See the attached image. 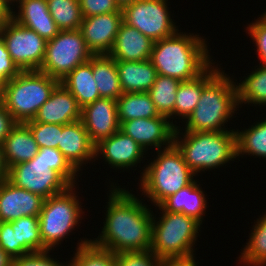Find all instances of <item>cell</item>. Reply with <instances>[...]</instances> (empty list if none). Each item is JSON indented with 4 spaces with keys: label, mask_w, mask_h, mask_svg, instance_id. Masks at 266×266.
<instances>
[{
    "label": "cell",
    "mask_w": 266,
    "mask_h": 266,
    "mask_svg": "<svg viewBox=\"0 0 266 266\" xmlns=\"http://www.w3.org/2000/svg\"><path fill=\"white\" fill-rule=\"evenodd\" d=\"M107 184L111 185L107 186L109 190L106 193L108 201L105 206V220L101 232L91 242L114 254L150 250L153 217V210L149 208L151 205L143 202L145 200L140 199L141 196H135L133 190L122 188L118 181Z\"/></svg>",
    "instance_id": "obj_1"
},
{
    "label": "cell",
    "mask_w": 266,
    "mask_h": 266,
    "mask_svg": "<svg viewBox=\"0 0 266 266\" xmlns=\"http://www.w3.org/2000/svg\"><path fill=\"white\" fill-rule=\"evenodd\" d=\"M215 63L213 62L203 72V90L197 106L185 119L184 128L179 124L175 131L235 130L232 127L228 128L227 122L232 124L230 120L236 118L235 113L239 114L236 112L239 111L237 79L229 76L221 66L218 67L219 64Z\"/></svg>",
    "instance_id": "obj_2"
},
{
    "label": "cell",
    "mask_w": 266,
    "mask_h": 266,
    "mask_svg": "<svg viewBox=\"0 0 266 266\" xmlns=\"http://www.w3.org/2000/svg\"><path fill=\"white\" fill-rule=\"evenodd\" d=\"M181 32L155 41L150 61L157 74L179 81H189L201 75L212 63L207 38L199 33Z\"/></svg>",
    "instance_id": "obj_3"
},
{
    "label": "cell",
    "mask_w": 266,
    "mask_h": 266,
    "mask_svg": "<svg viewBox=\"0 0 266 266\" xmlns=\"http://www.w3.org/2000/svg\"><path fill=\"white\" fill-rule=\"evenodd\" d=\"M173 144L197 176L237 160L236 131H175Z\"/></svg>",
    "instance_id": "obj_4"
},
{
    "label": "cell",
    "mask_w": 266,
    "mask_h": 266,
    "mask_svg": "<svg viewBox=\"0 0 266 266\" xmlns=\"http://www.w3.org/2000/svg\"><path fill=\"white\" fill-rule=\"evenodd\" d=\"M158 153V154H157ZM140 173L139 191L147 202L158 206L168 196L190 185L197 176L184 161L183 155L173 144L156 151Z\"/></svg>",
    "instance_id": "obj_5"
},
{
    "label": "cell",
    "mask_w": 266,
    "mask_h": 266,
    "mask_svg": "<svg viewBox=\"0 0 266 266\" xmlns=\"http://www.w3.org/2000/svg\"><path fill=\"white\" fill-rule=\"evenodd\" d=\"M155 207L160 217L153 212L150 250L162 260L195 256L197 248L194 247L202 224L183 213L167 212L159 205Z\"/></svg>",
    "instance_id": "obj_6"
},
{
    "label": "cell",
    "mask_w": 266,
    "mask_h": 266,
    "mask_svg": "<svg viewBox=\"0 0 266 266\" xmlns=\"http://www.w3.org/2000/svg\"><path fill=\"white\" fill-rule=\"evenodd\" d=\"M77 186L71 185L64 192L50 196L43 202L39 230L43 245L48 250H55L63 240L69 239L70 233L80 227L82 219H85L79 192H76Z\"/></svg>",
    "instance_id": "obj_7"
},
{
    "label": "cell",
    "mask_w": 266,
    "mask_h": 266,
    "mask_svg": "<svg viewBox=\"0 0 266 266\" xmlns=\"http://www.w3.org/2000/svg\"><path fill=\"white\" fill-rule=\"evenodd\" d=\"M60 83L39 70L21 71L5 83L3 105L18 123L31 121Z\"/></svg>",
    "instance_id": "obj_8"
},
{
    "label": "cell",
    "mask_w": 266,
    "mask_h": 266,
    "mask_svg": "<svg viewBox=\"0 0 266 266\" xmlns=\"http://www.w3.org/2000/svg\"><path fill=\"white\" fill-rule=\"evenodd\" d=\"M92 56L79 29L60 31L47 41L39 71L60 81L77 66L88 62Z\"/></svg>",
    "instance_id": "obj_9"
},
{
    "label": "cell",
    "mask_w": 266,
    "mask_h": 266,
    "mask_svg": "<svg viewBox=\"0 0 266 266\" xmlns=\"http://www.w3.org/2000/svg\"><path fill=\"white\" fill-rule=\"evenodd\" d=\"M168 3V0H135L122 9L123 22L153 42L169 37L179 27L172 16L174 14L169 11Z\"/></svg>",
    "instance_id": "obj_10"
},
{
    "label": "cell",
    "mask_w": 266,
    "mask_h": 266,
    "mask_svg": "<svg viewBox=\"0 0 266 266\" xmlns=\"http://www.w3.org/2000/svg\"><path fill=\"white\" fill-rule=\"evenodd\" d=\"M7 180L44 199L62 193L71 186L58 172L51 170L43 161V152H38L28 162L9 167Z\"/></svg>",
    "instance_id": "obj_11"
},
{
    "label": "cell",
    "mask_w": 266,
    "mask_h": 266,
    "mask_svg": "<svg viewBox=\"0 0 266 266\" xmlns=\"http://www.w3.org/2000/svg\"><path fill=\"white\" fill-rule=\"evenodd\" d=\"M0 36L11 59L21 71L40 69L47 44L45 39L13 19L0 29Z\"/></svg>",
    "instance_id": "obj_12"
},
{
    "label": "cell",
    "mask_w": 266,
    "mask_h": 266,
    "mask_svg": "<svg viewBox=\"0 0 266 266\" xmlns=\"http://www.w3.org/2000/svg\"><path fill=\"white\" fill-rule=\"evenodd\" d=\"M146 155L145 150L137 142L120 130L95 145V161L103 157L105 164L115 171L122 170L120 173L130 169L137 170V166L140 167L141 163L146 162Z\"/></svg>",
    "instance_id": "obj_13"
},
{
    "label": "cell",
    "mask_w": 266,
    "mask_h": 266,
    "mask_svg": "<svg viewBox=\"0 0 266 266\" xmlns=\"http://www.w3.org/2000/svg\"><path fill=\"white\" fill-rule=\"evenodd\" d=\"M176 126L168 117L139 118L120 123V131L130 136L147 154L173 145Z\"/></svg>",
    "instance_id": "obj_14"
},
{
    "label": "cell",
    "mask_w": 266,
    "mask_h": 266,
    "mask_svg": "<svg viewBox=\"0 0 266 266\" xmlns=\"http://www.w3.org/2000/svg\"><path fill=\"white\" fill-rule=\"evenodd\" d=\"M81 121L94 145L120 130L117 100L101 97L85 105Z\"/></svg>",
    "instance_id": "obj_15"
},
{
    "label": "cell",
    "mask_w": 266,
    "mask_h": 266,
    "mask_svg": "<svg viewBox=\"0 0 266 266\" xmlns=\"http://www.w3.org/2000/svg\"><path fill=\"white\" fill-rule=\"evenodd\" d=\"M123 23L122 12L83 18L79 30L93 55L109 54Z\"/></svg>",
    "instance_id": "obj_16"
},
{
    "label": "cell",
    "mask_w": 266,
    "mask_h": 266,
    "mask_svg": "<svg viewBox=\"0 0 266 266\" xmlns=\"http://www.w3.org/2000/svg\"><path fill=\"white\" fill-rule=\"evenodd\" d=\"M57 149L77 172L86 170V163L95 165V145L81 120L62 125Z\"/></svg>",
    "instance_id": "obj_17"
},
{
    "label": "cell",
    "mask_w": 266,
    "mask_h": 266,
    "mask_svg": "<svg viewBox=\"0 0 266 266\" xmlns=\"http://www.w3.org/2000/svg\"><path fill=\"white\" fill-rule=\"evenodd\" d=\"M44 198L7 179L0 182V222H10L24 216H39Z\"/></svg>",
    "instance_id": "obj_18"
},
{
    "label": "cell",
    "mask_w": 266,
    "mask_h": 266,
    "mask_svg": "<svg viewBox=\"0 0 266 266\" xmlns=\"http://www.w3.org/2000/svg\"><path fill=\"white\" fill-rule=\"evenodd\" d=\"M13 6L12 19L46 41L61 31L48 10L47 0H13Z\"/></svg>",
    "instance_id": "obj_19"
},
{
    "label": "cell",
    "mask_w": 266,
    "mask_h": 266,
    "mask_svg": "<svg viewBox=\"0 0 266 266\" xmlns=\"http://www.w3.org/2000/svg\"><path fill=\"white\" fill-rule=\"evenodd\" d=\"M81 110L76 98L59 83L51 92L49 99L39 108L35 118L28 122L69 124L81 120Z\"/></svg>",
    "instance_id": "obj_20"
},
{
    "label": "cell",
    "mask_w": 266,
    "mask_h": 266,
    "mask_svg": "<svg viewBox=\"0 0 266 266\" xmlns=\"http://www.w3.org/2000/svg\"><path fill=\"white\" fill-rule=\"evenodd\" d=\"M153 44L150 38L123 22L108 55L116 61H145L150 59Z\"/></svg>",
    "instance_id": "obj_21"
},
{
    "label": "cell",
    "mask_w": 266,
    "mask_h": 266,
    "mask_svg": "<svg viewBox=\"0 0 266 266\" xmlns=\"http://www.w3.org/2000/svg\"><path fill=\"white\" fill-rule=\"evenodd\" d=\"M199 181L195 178L190 185L168 196L159 206L167 212L183 213L193 217L203 225L209 202Z\"/></svg>",
    "instance_id": "obj_22"
},
{
    "label": "cell",
    "mask_w": 266,
    "mask_h": 266,
    "mask_svg": "<svg viewBox=\"0 0 266 266\" xmlns=\"http://www.w3.org/2000/svg\"><path fill=\"white\" fill-rule=\"evenodd\" d=\"M6 166L32 160L39 152V146L25 123H18L1 143Z\"/></svg>",
    "instance_id": "obj_23"
},
{
    "label": "cell",
    "mask_w": 266,
    "mask_h": 266,
    "mask_svg": "<svg viewBox=\"0 0 266 266\" xmlns=\"http://www.w3.org/2000/svg\"><path fill=\"white\" fill-rule=\"evenodd\" d=\"M122 92H148L157 71L150 59L145 61H116Z\"/></svg>",
    "instance_id": "obj_24"
},
{
    "label": "cell",
    "mask_w": 266,
    "mask_h": 266,
    "mask_svg": "<svg viewBox=\"0 0 266 266\" xmlns=\"http://www.w3.org/2000/svg\"><path fill=\"white\" fill-rule=\"evenodd\" d=\"M100 97L117 100L122 94L116 60L108 54L93 55L89 61Z\"/></svg>",
    "instance_id": "obj_25"
},
{
    "label": "cell",
    "mask_w": 266,
    "mask_h": 266,
    "mask_svg": "<svg viewBox=\"0 0 266 266\" xmlns=\"http://www.w3.org/2000/svg\"><path fill=\"white\" fill-rule=\"evenodd\" d=\"M60 83L76 98L81 108L101 98L89 62L77 66Z\"/></svg>",
    "instance_id": "obj_26"
},
{
    "label": "cell",
    "mask_w": 266,
    "mask_h": 266,
    "mask_svg": "<svg viewBox=\"0 0 266 266\" xmlns=\"http://www.w3.org/2000/svg\"><path fill=\"white\" fill-rule=\"evenodd\" d=\"M255 122L241 131L235 129L238 160L247 155L266 160V115Z\"/></svg>",
    "instance_id": "obj_27"
},
{
    "label": "cell",
    "mask_w": 266,
    "mask_h": 266,
    "mask_svg": "<svg viewBox=\"0 0 266 266\" xmlns=\"http://www.w3.org/2000/svg\"><path fill=\"white\" fill-rule=\"evenodd\" d=\"M252 69L244 80L236 82L240 109L243 104L266 107V65H255Z\"/></svg>",
    "instance_id": "obj_28"
},
{
    "label": "cell",
    "mask_w": 266,
    "mask_h": 266,
    "mask_svg": "<svg viewBox=\"0 0 266 266\" xmlns=\"http://www.w3.org/2000/svg\"><path fill=\"white\" fill-rule=\"evenodd\" d=\"M253 224L249 239L236 261L242 266H266V212Z\"/></svg>",
    "instance_id": "obj_29"
},
{
    "label": "cell",
    "mask_w": 266,
    "mask_h": 266,
    "mask_svg": "<svg viewBox=\"0 0 266 266\" xmlns=\"http://www.w3.org/2000/svg\"><path fill=\"white\" fill-rule=\"evenodd\" d=\"M119 122L160 116L148 92H125L117 99Z\"/></svg>",
    "instance_id": "obj_30"
},
{
    "label": "cell",
    "mask_w": 266,
    "mask_h": 266,
    "mask_svg": "<svg viewBox=\"0 0 266 266\" xmlns=\"http://www.w3.org/2000/svg\"><path fill=\"white\" fill-rule=\"evenodd\" d=\"M180 83L181 81L175 78L157 74L154 84L148 91L159 115L168 117L176 127L178 123L176 120L173 122V111Z\"/></svg>",
    "instance_id": "obj_31"
},
{
    "label": "cell",
    "mask_w": 266,
    "mask_h": 266,
    "mask_svg": "<svg viewBox=\"0 0 266 266\" xmlns=\"http://www.w3.org/2000/svg\"><path fill=\"white\" fill-rule=\"evenodd\" d=\"M69 266H115V254L107 249L97 247L91 238H80Z\"/></svg>",
    "instance_id": "obj_32"
},
{
    "label": "cell",
    "mask_w": 266,
    "mask_h": 266,
    "mask_svg": "<svg viewBox=\"0 0 266 266\" xmlns=\"http://www.w3.org/2000/svg\"><path fill=\"white\" fill-rule=\"evenodd\" d=\"M203 90V73L195 79L182 81L176 92V100L173 111V120L184 122L193 112L200 100Z\"/></svg>",
    "instance_id": "obj_33"
},
{
    "label": "cell",
    "mask_w": 266,
    "mask_h": 266,
    "mask_svg": "<svg viewBox=\"0 0 266 266\" xmlns=\"http://www.w3.org/2000/svg\"><path fill=\"white\" fill-rule=\"evenodd\" d=\"M48 10L61 31L78 30L83 20L79 0H47Z\"/></svg>",
    "instance_id": "obj_34"
},
{
    "label": "cell",
    "mask_w": 266,
    "mask_h": 266,
    "mask_svg": "<svg viewBox=\"0 0 266 266\" xmlns=\"http://www.w3.org/2000/svg\"><path fill=\"white\" fill-rule=\"evenodd\" d=\"M9 223L16 232L17 242L29 254L48 250L40 237L39 216H24Z\"/></svg>",
    "instance_id": "obj_35"
},
{
    "label": "cell",
    "mask_w": 266,
    "mask_h": 266,
    "mask_svg": "<svg viewBox=\"0 0 266 266\" xmlns=\"http://www.w3.org/2000/svg\"><path fill=\"white\" fill-rule=\"evenodd\" d=\"M39 152H43V161L51 170L58 172L70 185L78 184L77 177L82 173H78L57 148L44 147Z\"/></svg>",
    "instance_id": "obj_36"
},
{
    "label": "cell",
    "mask_w": 266,
    "mask_h": 266,
    "mask_svg": "<svg viewBox=\"0 0 266 266\" xmlns=\"http://www.w3.org/2000/svg\"><path fill=\"white\" fill-rule=\"evenodd\" d=\"M25 124L29 127L39 148L58 147L60 133H62V125L42 122H26Z\"/></svg>",
    "instance_id": "obj_37"
},
{
    "label": "cell",
    "mask_w": 266,
    "mask_h": 266,
    "mask_svg": "<svg viewBox=\"0 0 266 266\" xmlns=\"http://www.w3.org/2000/svg\"><path fill=\"white\" fill-rule=\"evenodd\" d=\"M162 262L151 250L122 251L115 254V266H162Z\"/></svg>",
    "instance_id": "obj_38"
},
{
    "label": "cell",
    "mask_w": 266,
    "mask_h": 266,
    "mask_svg": "<svg viewBox=\"0 0 266 266\" xmlns=\"http://www.w3.org/2000/svg\"><path fill=\"white\" fill-rule=\"evenodd\" d=\"M254 20L248 24L245 31L255 44L253 46L256 47L255 52L258 55L259 64L266 65V18L261 14Z\"/></svg>",
    "instance_id": "obj_39"
},
{
    "label": "cell",
    "mask_w": 266,
    "mask_h": 266,
    "mask_svg": "<svg viewBox=\"0 0 266 266\" xmlns=\"http://www.w3.org/2000/svg\"><path fill=\"white\" fill-rule=\"evenodd\" d=\"M0 248L13 259L29 254L17 242L16 232L9 222H0Z\"/></svg>",
    "instance_id": "obj_40"
},
{
    "label": "cell",
    "mask_w": 266,
    "mask_h": 266,
    "mask_svg": "<svg viewBox=\"0 0 266 266\" xmlns=\"http://www.w3.org/2000/svg\"><path fill=\"white\" fill-rule=\"evenodd\" d=\"M50 253H52L51 250H47L14 258L12 266H69V262L66 261L63 264Z\"/></svg>",
    "instance_id": "obj_41"
},
{
    "label": "cell",
    "mask_w": 266,
    "mask_h": 266,
    "mask_svg": "<svg viewBox=\"0 0 266 266\" xmlns=\"http://www.w3.org/2000/svg\"><path fill=\"white\" fill-rule=\"evenodd\" d=\"M83 18L94 15L122 12L115 0H79Z\"/></svg>",
    "instance_id": "obj_42"
},
{
    "label": "cell",
    "mask_w": 266,
    "mask_h": 266,
    "mask_svg": "<svg viewBox=\"0 0 266 266\" xmlns=\"http://www.w3.org/2000/svg\"><path fill=\"white\" fill-rule=\"evenodd\" d=\"M21 70L11 59L3 39L0 36V80L4 83L17 76Z\"/></svg>",
    "instance_id": "obj_43"
},
{
    "label": "cell",
    "mask_w": 266,
    "mask_h": 266,
    "mask_svg": "<svg viewBox=\"0 0 266 266\" xmlns=\"http://www.w3.org/2000/svg\"><path fill=\"white\" fill-rule=\"evenodd\" d=\"M18 122L12 117L3 103L0 104V144L5 140Z\"/></svg>",
    "instance_id": "obj_44"
},
{
    "label": "cell",
    "mask_w": 266,
    "mask_h": 266,
    "mask_svg": "<svg viewBox=\"0 0 266 266\" xmlns=\"http://www.w3.org/2000/svg\"><path fill=\"white\" fill-rule=\"evenodd\" d=\"M13 12V0H0V29L11 19Z\"/></svg>",
    "instance_id": "obj_45"
},
{
    "label": "cell",
    "mask_w": 266,
    "mask_h": 266,
    "mask_svg": "<svg viewBox=\"0 0 266 266\" xmlns=\"http://www.w3.org/2000/svg\"><path fill=\"white\" fill-rule=\"evenodd\" d=\"M198 264L199 262H196L195 256L189 258L165 259L162 262V266H198Z\"/></svg>",
    "instance_id": "obj_46"
},
{
    "label": "cell",
    "mask_w": 266,
    "mask_h": 266,
    "mask_svg": "<svg viewBox=\"0 0 266 266\" xmlns=\"http://www.w3.org/2000/svg\"><path fill=\"white\" fill-rule=\"evenodd\" d=\"M8 167L6 166L4 155L2 153V147L0 144V182L7 179Z\"/></svg>",
    "instance_id": "obj_47"
},
{
    "label": "cell",
    "mask_w": 266,
    "mask_h": 266,
    "mask_svg": "<svg viewBox=\"0 0 266 266\" xmlns=\"http://www.w3.org/2000/svg\"><path fill=\"white\" fill-rule=\"evenodd\" d=\"M13 258L0 248V266H12Z\"/></svg>",
    "instance_id": "obj_48"
},
{
    "label": "cell",
    "mask_w": 266,
    "mask_h": 266,
    "mask_svg": "<svg viewBox=\"0 0 266 266\" xmlns=\"http://www.w3.org/2000/svg\"><path fill=\"white\" fill-rule=\"evenodd\" d=\"M134 1L135 0H115V3L120 9H123L125 6L132 4Z\"/></svg>",
    "instance_id": "obj_49"
},
{
    "label": "cell",
    "mask_w": 266,
    "mask_h": 266,
    "mask_svg": "<svg viewBox=\"0 0 266 266\" xmlns=\"http://www.w3.org/2000/svg\"><path fill=\"white\" fill-rule=\"evenodd\" d=\"M4 86H5V83L0 80V104L3 103L4 101Z\"/></svg>",
    "instance_id": "obj_50"
},
{
    "label": "cell",
    "mask_w": 266,
    "mask_h": 266,
    "mask_svg": "<svg viewBox=\"0 0 266 266\" xmlns=\"http://www.w3.org/2000/svg\"><path fill=\"white\" fill-rule=\"evenodd\" d=\"M264 12H262V15L266 18V10Z\"/></svg>",
    "instance_id": "obj_51"
}]
</instances>
